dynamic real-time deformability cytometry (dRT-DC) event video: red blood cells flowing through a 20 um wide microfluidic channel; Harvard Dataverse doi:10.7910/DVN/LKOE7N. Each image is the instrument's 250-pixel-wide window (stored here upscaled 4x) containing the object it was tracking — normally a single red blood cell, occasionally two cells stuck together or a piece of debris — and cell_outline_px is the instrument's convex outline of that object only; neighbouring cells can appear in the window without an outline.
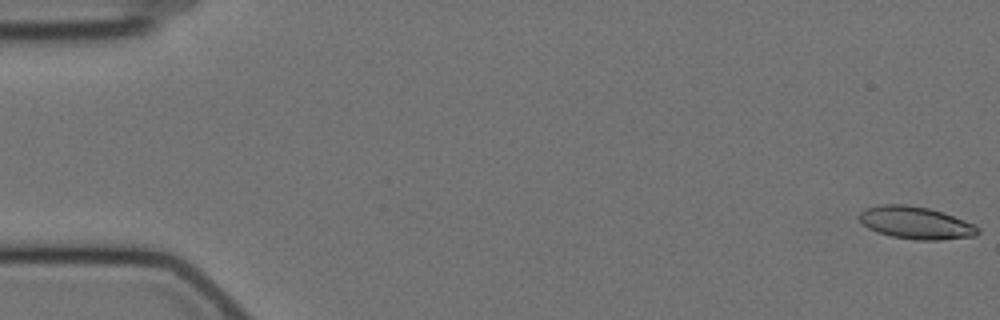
{"species": "Egyptian fruit bat (a non-hibernating species)", "species_latin": "Rousettus aegyptiacus", "temperature_condition": "cold", "stored_images_in_passage": 20, "camera_frame_rate_fps": 3000, "um_per_image_px": 0.085, "animal": {"sex": "female"}, "frame": {"image": 1, "passage_image": 1, "time_ms": 0.0, "image_size_px": [1000, 320], "cell_outline_px": [[980, 232], [976, 236], [940, 240], [916, 240], [892, 236], [868, 228], [856, 216], [864, 208], [880, 204], [908, 204], [928, 208], [944, 212], [976, 224], [980, 228]], "centroid_in_image_um": [77.88, 18.92], "position_along_channel_um": 7.1, "area_um2": 22.72}}
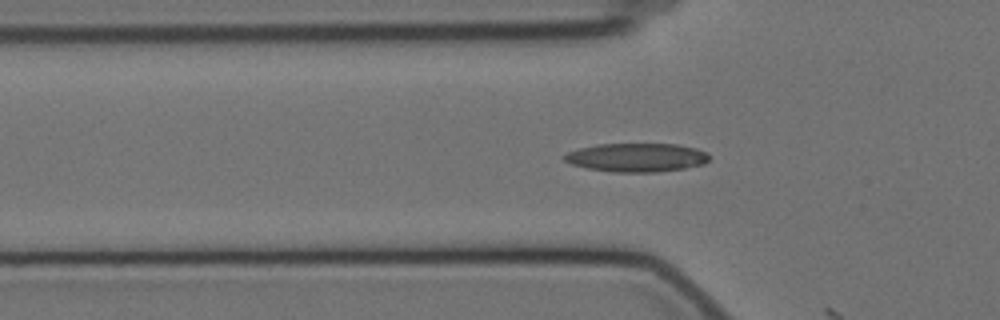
{"frame": {"image": 2, "passage_image": 19, "time_ms": 6.0, "image_size_px": [1000, 320], "cell_outline_px": [[708, 160], [704, 164], [684, 168], [656, 172], [612, 172], [588, 168], [572, 164], [564, 160], [560, 156], [568, 152], [580, 148], [596, 144], [676, 144], [696, 148], [708, 152]], "centroid_in_image_um": [54.1, 13.38], "position_along_channel_um": 71.7, "area_um2": 24.22}}